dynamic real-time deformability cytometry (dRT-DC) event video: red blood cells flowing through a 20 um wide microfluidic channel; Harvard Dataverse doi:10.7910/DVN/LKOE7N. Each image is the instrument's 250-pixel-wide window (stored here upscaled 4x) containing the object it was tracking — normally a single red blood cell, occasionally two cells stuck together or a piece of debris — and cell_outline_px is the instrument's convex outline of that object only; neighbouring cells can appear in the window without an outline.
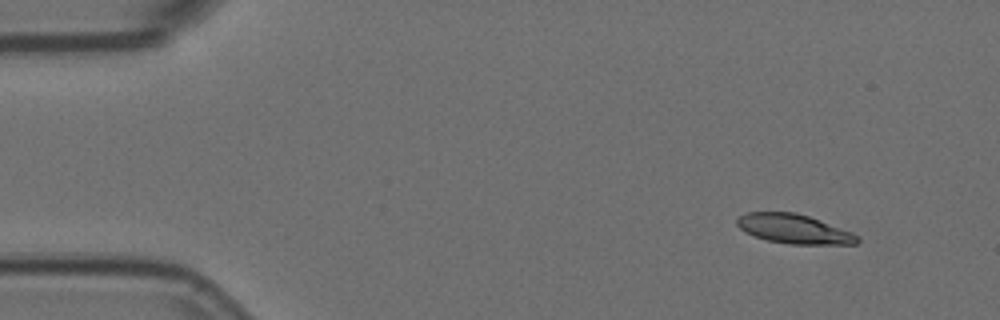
{"species": "Egyptian fruit bat (a non-hibernating species)", "species_latin": "Rousettus aegyptiacus", "temperature_condition": "room temperature", "stored_images_in_passage": 12, "camera_frame_rate_fps": 3000, "um_per_image_px": 0.085, "animal": {"sex": "female"}, "frame": {"image": 1, "passage_image": 1, "time_ms": 0.0, "image_size_px": [1000, 320], "cell_outline_px": [[860, 240], [856, 244], [788, 244], [768, 240], [744, 232], [736, 224], [736, 220], [740, 216], [748, 212], [796, 212], [808, 216], [852, 232]], "centroid_in_image_um": [67.46, 19.46], "position_along_channel_um": 17.5, "area_um2": 20.35}}